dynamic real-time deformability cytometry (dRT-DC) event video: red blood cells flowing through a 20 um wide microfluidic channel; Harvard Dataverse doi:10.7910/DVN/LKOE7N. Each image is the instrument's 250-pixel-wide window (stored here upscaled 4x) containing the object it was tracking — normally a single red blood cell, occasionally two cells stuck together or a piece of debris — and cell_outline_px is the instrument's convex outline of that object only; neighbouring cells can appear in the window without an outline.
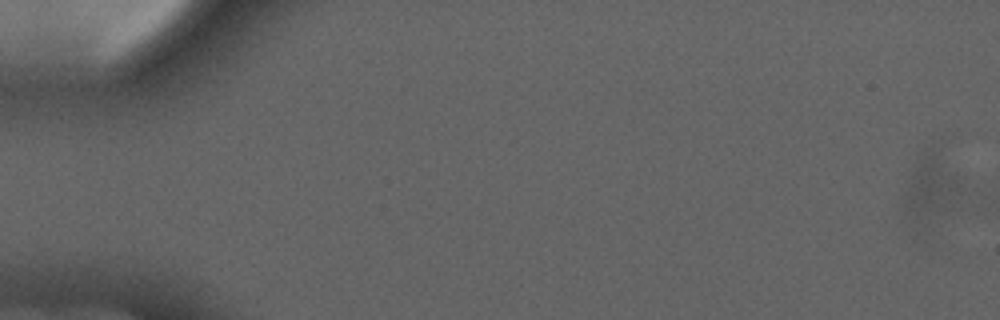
{"species": "common noctule bat (a hibernating species)", "species_latin": "Nyctalus noctula", "temperature_condition": "cold", "stored_images_in_passage": 7, "camera_frame_rate_fps": 3000, "um_per_image_px": 0.085, "animal": {"sex": "male", "forearm_length_mm": 52.5}, "frame": {"image": 1, "passage_image": 1, "time_ms": 0.0, "image_size_px": [1000, 320], "cell_outline_px": [[956, 180], [952, 188], [940, 208], [916, 220], [908, 208], [908, 188], [924, 156], [928, 156], [952, 176]], "centroid_in_image_um": [78.94, 16.01], "position_along_channel_um": 6.1, "area_um2": 13.64}}
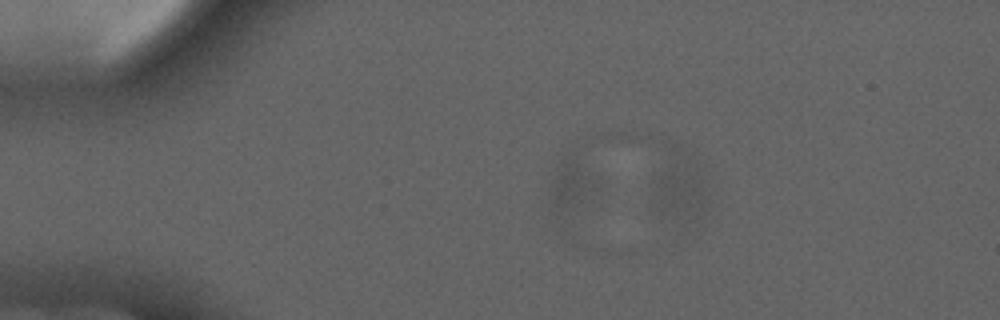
{"frame": {"image": 2, "passage_image": 4, "time_ms": 4.333, "image_size_px": [1000, 320], "cell_outline_px": [[600, 192], [572, 208], [556, 212], [552, 212], [548, 192], [556, 164], [572, 148], [576, 148], [596, 176], [600, 184]], "centroid_in_image_um": [48.62, 15.51], "position_along_channel_um": 36.4, "area_um2": 15.49}}